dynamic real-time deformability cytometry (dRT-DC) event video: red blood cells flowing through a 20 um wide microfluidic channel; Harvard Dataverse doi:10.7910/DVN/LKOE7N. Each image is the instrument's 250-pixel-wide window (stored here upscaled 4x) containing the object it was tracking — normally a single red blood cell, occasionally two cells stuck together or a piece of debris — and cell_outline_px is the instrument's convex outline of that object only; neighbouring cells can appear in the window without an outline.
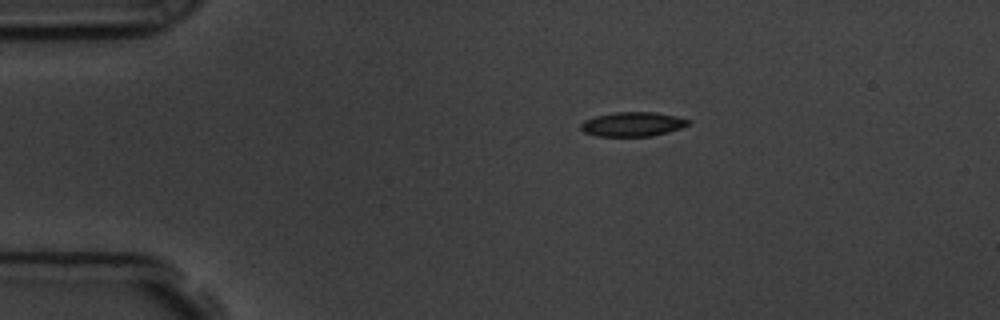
{"species": "common noctule bat (a hibernating species)", "species_latin": "Nyctalus noctula", "temperature_condition": "room temperature", "stored_images_in_passage": 47, "camera_frame_rate_fps": 3000, "um_per_image_px": 0.085, "animal": {"sex": "male", "body_mass_g": 19.5, "forearm_length_mm": 54.6}, "frame": {"image": 1, "passage_image": 1, "time_ms": 0.0, "image_size_px": [1000, 320], "cell_outline_px": [[692, 124], [668, 132], [652, 136], [596, 136], [584, 132], [580, 128], [580, 124], [584, 120], [596, 116], [616, 112], [656, 112], [676, 116], [692, 120]], "centroid_in_image_um": [53.8, 10.55], "position_along_channel_um": 31.2, "area_um2": 15.37}}
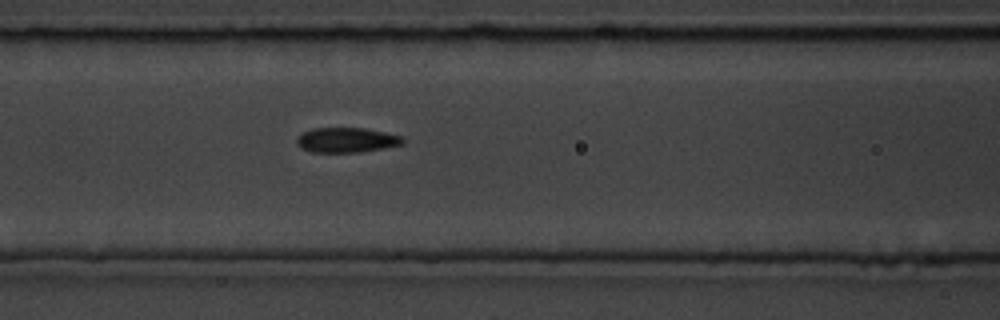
{"frame": {"image": 2, "passage_image": 14, "time_ms": 4.333, "image_size_px": [1000, 320], "cell_outline_px": [[404, 144], [360, 152], [312, 152], [300, 148], [296, 144], [296, 140], [304, 132], [312, 128], [364, 128], [404, 136]], "centroid_in_image_um": [29.46, 11.9], "position_along_channel_um": 137.1, "area_um2": 15.37}}
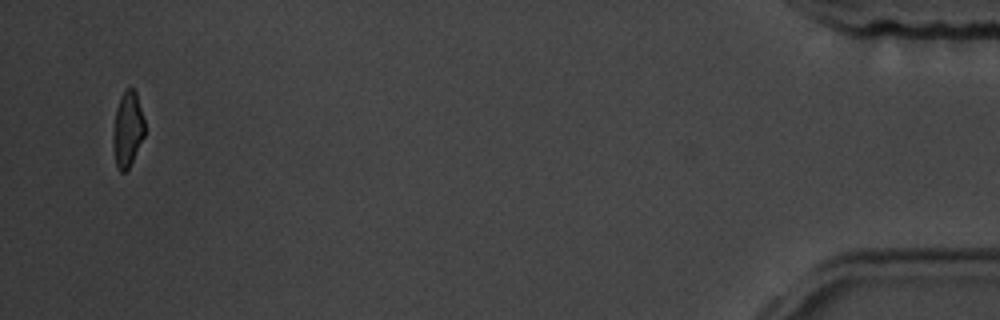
{"frame": {"image": 3, "passage_image": 45, "time_ms": 14.667, "image_size_px": [1000, 320], "cell_outline_px": [[144, 136], [128, 168], [124, 172], [120, 172], [116, 168], [112, 144], [112, 136], [116, 108], [120, 96], [128, 88], [132, 88], [136, 92], [144, 120]], "centroid_in_image_um": [10.82, 11.01], "position_along_channel_um": 424.4, "area_um2": 13.81}, "authors_computed_cell_mechanics": {"area_um2": 15.5482, "velocity_mm_per_s": 3.6089, "shape_relaxation_time_tau1_ms": 4.5864, "shape_relaxation_time_tau2_ms": 3.1846, "deformation_change_tau1": 0.138, "deformation_change_tau2": 0.0713}}